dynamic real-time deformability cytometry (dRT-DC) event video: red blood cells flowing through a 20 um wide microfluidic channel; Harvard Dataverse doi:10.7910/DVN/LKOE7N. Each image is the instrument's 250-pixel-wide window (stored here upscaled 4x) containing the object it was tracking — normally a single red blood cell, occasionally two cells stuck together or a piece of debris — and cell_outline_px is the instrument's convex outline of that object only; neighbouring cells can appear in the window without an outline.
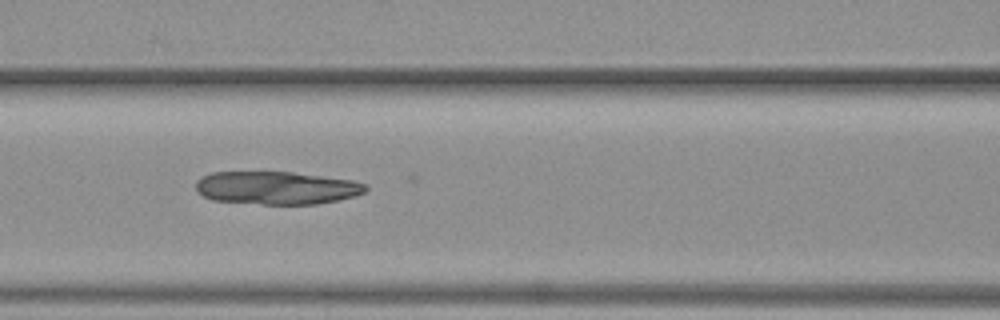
{"species": "common noctule bat (a hibernating species)", "species_latin": "Nyctalus noctula", "temperature_condition": "warm", "stored_images_in_passage": 22, "camera_frame_rate_fps": 3000, "um_per_image_px": 0.085, "animal": {"sex": "female", "body_mass_g": 19.3, "forearm_length_mm": 54.1}, "frame": {"image": 1, "passage_image": 13, "time_ms": 4.0, "image_size_px": [1000, 320], "cell_outline_px": [[368, 188], [364, 192], [356, 196], [340, 200], [316, 204], [260, 204], [212, 200], [196, 192], [196, 180], [200, 176], [212, 172], [292, 172], [352, 180], [368, 184]], "centroid_in_image_um": [23.5, 15.97], "position_along_channel_um": 143.1, "area_um2": 32.89}}